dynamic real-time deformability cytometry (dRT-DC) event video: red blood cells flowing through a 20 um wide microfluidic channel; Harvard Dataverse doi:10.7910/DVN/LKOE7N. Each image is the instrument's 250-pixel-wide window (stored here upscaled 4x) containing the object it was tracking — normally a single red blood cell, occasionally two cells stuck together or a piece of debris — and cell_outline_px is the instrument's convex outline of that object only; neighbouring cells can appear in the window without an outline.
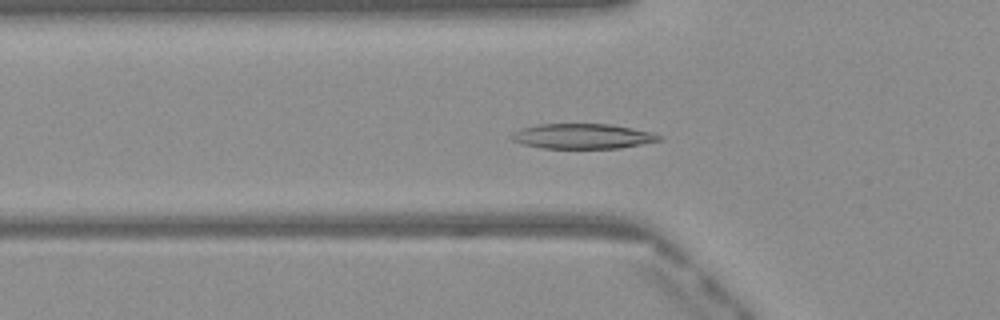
{"species": "Egyptian fruit bat (a non-hibernating species)", "species_latin": "Rousettus aegyptiacus", "temperature_condition": "warm", "stored_images_in_passage": 51, "camera_frame_rate_fps": 3000, "um_per_image_px": 0.085, "frame": {"image": 1, "passage_image": 18, "time_ms": 5.667, "image_size_px": [1000, 320], "cell_outline_px": [[664, 140], [620, 148], [540, 148], [524, 144], [512, 140], [508, 136], [512, 132], [520, 128], [540, 124], [612, 124], [652, 132], [664, 136]], "centroid_in_image_um": [49.54, 11.58], "position_along_channel_um": 76.3, "area_um2": 21.79}}
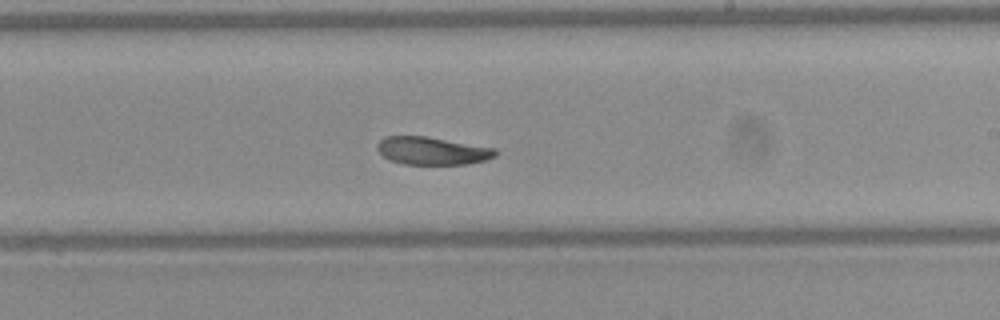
{"frame": {"image": 2, "passage_image": 31, "time_ms": 10.0, "image_size_px": [1000, 320], "cell_outline_px": [[496, 156], [484, 160], [468, 164], [404, 164], [392, 160], [384, 156], [376, 148], [376, 144], [384, 136], [424, 136], [496, 148]], "centroid_in_image_um": [36.73, 12.81], "position_along_channel_um": 252.3, "area_um2": 18.96}}
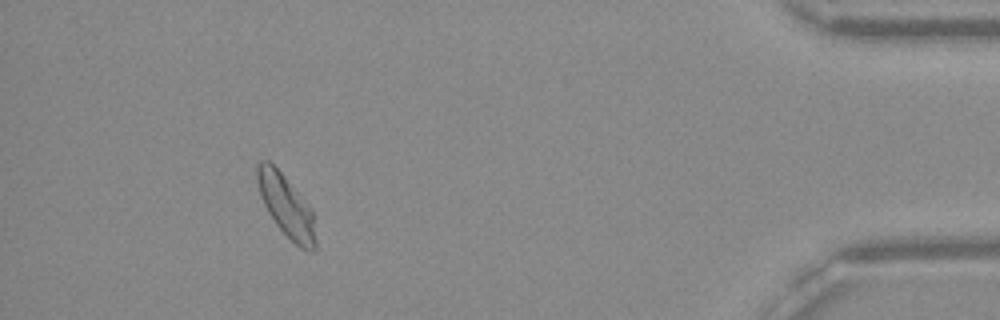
{"frame": {"image": 3, "passage_image": 47, "time_ms": 15.333, "image_size_px": [1000, 320], "cell_outline_px": [[316, 248], [312, 252], [308, 252], [300, 248], [276, 224], [268, 212], [260, 196], [256, 180], [256, 164], [260, 160], [268, 160], [284, 176], [304, 200], [312, 212], [316, 240]], "centroid_in_image_um": [24.3, 17.51], "position_along_channel_um": 410.9, "area_um2": 20.75}, "authors_computed_cell_mechanics": {"area_um2": 21.2704, "velocity_mm_per_s": 4.0515, "shape_relaxation_time_tau1_ms": 5.8481, "shape_relaxation_time_tau2_ms": null, "deformation_change_tau1": 0.1618, "deformation_change_tau2": null}}